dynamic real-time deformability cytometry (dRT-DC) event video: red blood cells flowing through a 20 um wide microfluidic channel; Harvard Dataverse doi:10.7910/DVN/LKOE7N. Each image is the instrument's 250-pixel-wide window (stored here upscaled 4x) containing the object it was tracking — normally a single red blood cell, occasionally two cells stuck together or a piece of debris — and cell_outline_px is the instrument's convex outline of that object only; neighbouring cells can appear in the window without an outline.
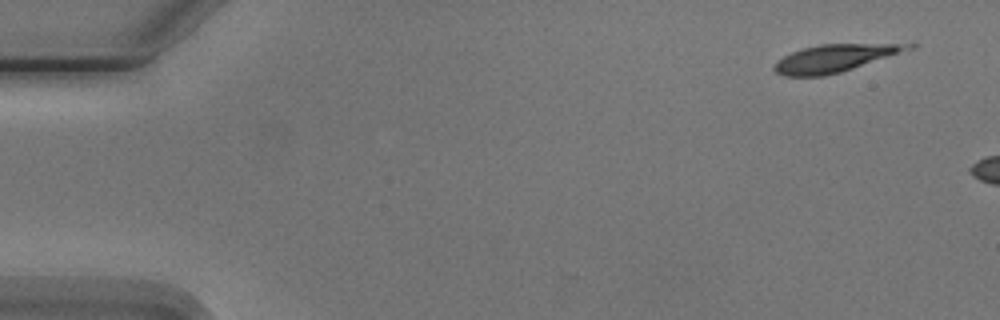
{"species": "Egyptian fruit bat (a non-hibernating species)", "species_latin": "Rousettus aegyptiacus", "temperature_condition": "cold", "stored_images_in_passage": 3, "camera_frame_rate_fps": 3000, "um_per_image_px": 0.085, "animal": {"sex": "male"}, "frame": {"image": 1, "passage_image": 1, "time_ms": 0.0, "image_size_px": [1000, 320], "cell_outline_px": [[916, 48], [840, 72], [824, 76], [784, 76], [776, 72], [772, 68], [772, 64], [784, 56], [792, 52], [804, 48], [820, 44], [916, 44]], "centroid_in_image_um": [70.93, 4.95], "position_along_channel_um": 14.1, "area_um2": 21.27}}